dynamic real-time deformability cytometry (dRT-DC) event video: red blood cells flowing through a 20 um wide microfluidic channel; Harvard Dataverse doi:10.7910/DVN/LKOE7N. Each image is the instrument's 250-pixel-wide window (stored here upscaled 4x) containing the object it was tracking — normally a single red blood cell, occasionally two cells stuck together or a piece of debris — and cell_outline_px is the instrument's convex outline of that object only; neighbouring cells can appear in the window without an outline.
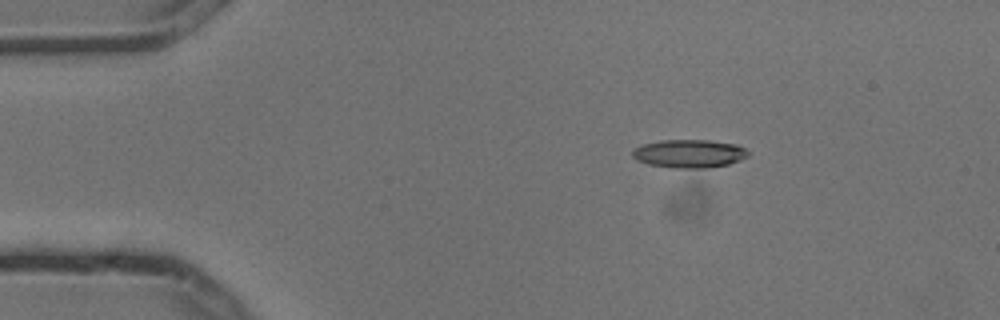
{"species": "common noctule bat (a hibernating species)", "species_latin": "Nyctalus noctula", "temperature_condition": "cold", "stored_images_in_passage": 5, "camera_frame_rate_fps": 3000, "um_per_image_px": 0.085, "animal": {"sex": "male", "body_mass_g": 13.3}, "frame": {"image": 1, "passage_image": 3, "time_ms": 0.667, "image_size_px": [1000, 320], "cell_outline_px": [[748, 156], [740, 160], [728, 164], [708, 168], [676, 168], [648, 164], [636, 160], [632, 156], [632, 148], [644, 144], [660, 140], [708, 140], [736, 144], [744, 148], [748, 152]], "centroid_in_image_um": [58.56, 13.06], "position_along_channel_um": 26.4, "area_um2": 19.07}}